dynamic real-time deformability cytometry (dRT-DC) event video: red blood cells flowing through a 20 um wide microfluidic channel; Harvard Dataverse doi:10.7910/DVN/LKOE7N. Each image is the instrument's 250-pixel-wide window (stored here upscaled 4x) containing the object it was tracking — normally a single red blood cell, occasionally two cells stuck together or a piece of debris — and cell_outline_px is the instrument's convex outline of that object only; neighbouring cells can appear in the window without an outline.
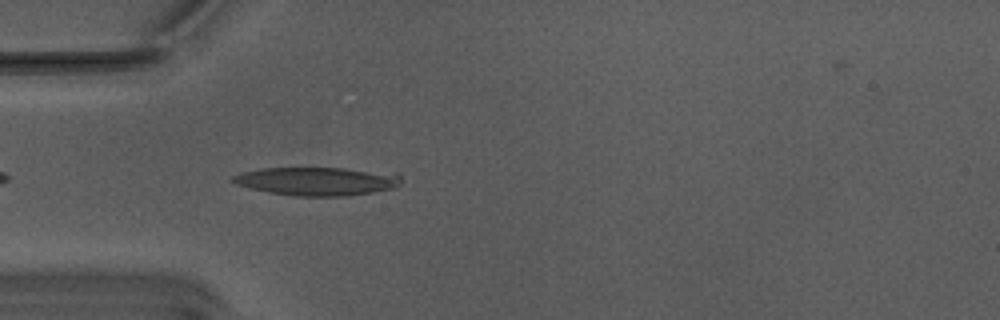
{"species": "Egyptian fruit bat (a non-hibernating species)", "species_latin": "Rousettus aegyptiacus", "temperature_condition": "warm", "stored_images_in_passage": 42, "camera_frame_rate_fps": 3000, "um_per_image_px": 0.085, "animal": {"sex": "male"}, "frame": {"image": 1, "passage_image": 4, "time_ms": 1.0, "image_size_px": [1000, 320], "cell_outline_px": [[400, 184], [396, 188], [348, 196], [292, 196], [268, 192], [236, 184], [228, 180], [232, 176], [240, 172], [264, 168], [344, 168], [400, 172]], "centroid_in_image_um": [27.0, 15.39], "position_along_channel_um": 58.0, "area_um2": 28.32}}
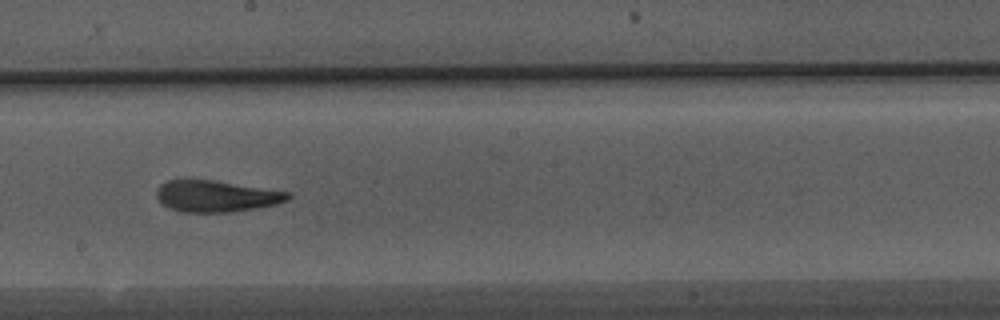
{"frame": {"image": 2, "passage_image": 18, "time_ms": 5.667, "image_size_px": [1000, 320], "cell_outline_px": [[292, 196], [288, 200], [276, 204], [228, 212], [184, 212], [168, 208], [156, 196], [156, 192], [160, 184], [168, 180], [216, 180], [292, 192]], "centroid_in_image_um": [18.41, 16.66], "position_along_channel_um": 229.8, "area_um2": 24.04}}
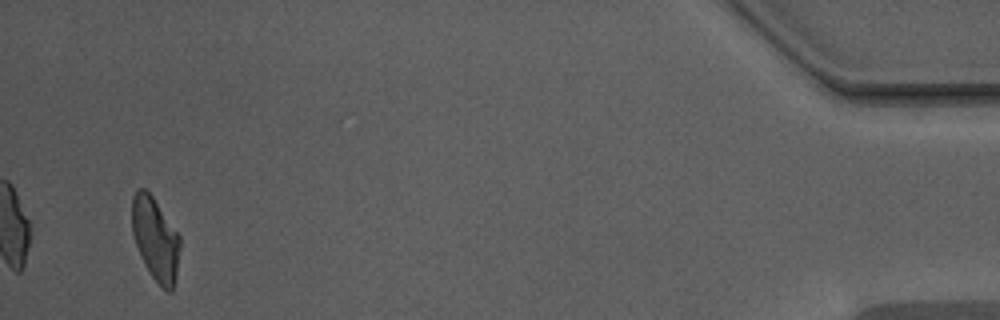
{"frame": {"image": 3, "passage_image": 40, "time_ms": 13.0, "image_size_px": [1000, 320], "cell_outline_px": [[180, 248], [176, 276], [172, 292], [168, 292], [152, 276], [144, 264], [140, 256], [132, 232], [132, 196], [140, 188], [144, 188], [152, 196], [180, 236]], "centroid_in_image_um": [13.21, 20.32], "position_along_channel_um": 422.0, "area_um2": 22.95}, "authors_computed_cell_mechanics": {"area_um2": 24.7095, "velocity_mm_per_s": 3.7825, "shape_relaxation_time_tau1_ms": 6.873, "shape_relaxation_time_tau2_ms": 2.7084, "deformation_change_tau1": 0.2215, "deformation_change_tau2": 0.1143}}